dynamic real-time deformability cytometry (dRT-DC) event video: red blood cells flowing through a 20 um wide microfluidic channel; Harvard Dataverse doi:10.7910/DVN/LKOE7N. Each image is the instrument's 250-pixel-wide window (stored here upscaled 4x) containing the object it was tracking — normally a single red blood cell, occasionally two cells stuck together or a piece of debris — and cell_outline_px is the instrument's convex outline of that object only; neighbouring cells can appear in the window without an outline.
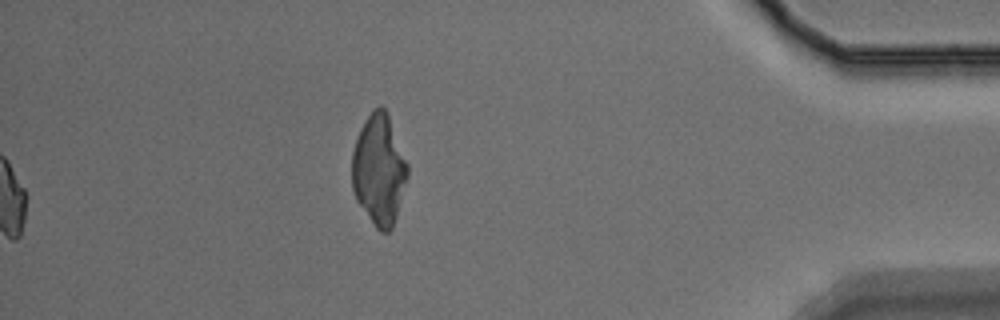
{"species": "Egyptian fruit bat (a non-hibernating species)", "species_latin": "Rousettus aegyptiacus", "temperature_condition": "warm", "stored_images_in_passage": 53, "segment_of_instrument_passage": [2, 2], "camera_frame_rate_fps": 3000, "um_per_image_px": 0.085, "animal": {"sex": "male"}, "frame": {"image": 1, "passage_image": 53, "time_ms": 17.333, "image_size_px": [1000, 320], "cell_outline_px": [[408, 176], [396, 216], [392, 228], [388, 232], [380, 232], [376, 228], [356, 200], [352, 188], [352, 152], [360, 128], [364, 120], [380, 104], [388, 112], [408, 164]], "centroid_in_image_um": [32.21, 14.42], "position_along_channel_um": 403.0, "area_um2": 35.84}}